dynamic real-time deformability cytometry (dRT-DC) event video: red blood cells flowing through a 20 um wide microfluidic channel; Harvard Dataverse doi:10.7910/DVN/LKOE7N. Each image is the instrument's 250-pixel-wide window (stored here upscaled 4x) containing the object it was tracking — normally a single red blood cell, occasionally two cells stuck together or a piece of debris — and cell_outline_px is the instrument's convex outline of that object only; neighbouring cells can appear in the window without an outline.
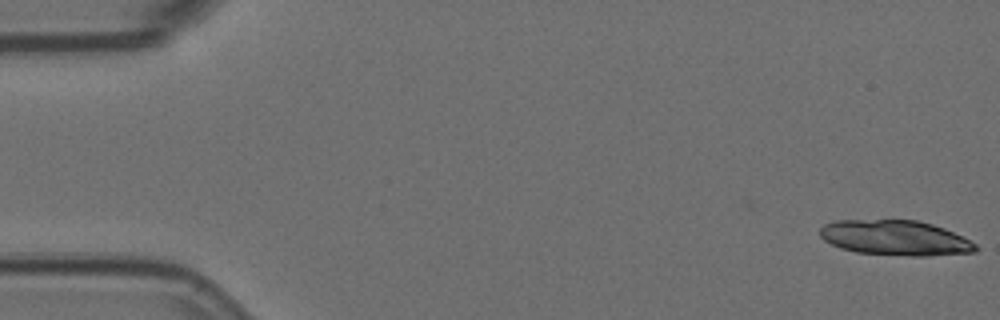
{"species": "Egyptian fruit bat (a non-hibernating species)", "species_latin": "Rousettus aegyptiacus", "temperature_condition": "room temperature", "stored_images_in_passage": 2, "camera_frame_rate_fps": 3000, "um_per_image_px": 0.085, "animal": {"sex": "female"}, "frame": {"image": 1, "passage_image": 2, "time_ms": 0.333, "image_size_px": [1000, 320], "cell_outline_px": [[980, 248], [976, 252], [928, 256], [912, 256], [856, 252], [840, 248], [824, 240], [820, 236], [820, 228], [824, 224], [836, 220], [916, 220], [932, 224], [944, 228], [976, 244]], "centroid_in_image_um": [76.09, 20.22], "position_along_channel_um": 8.9, "area_um2": 31.79}}